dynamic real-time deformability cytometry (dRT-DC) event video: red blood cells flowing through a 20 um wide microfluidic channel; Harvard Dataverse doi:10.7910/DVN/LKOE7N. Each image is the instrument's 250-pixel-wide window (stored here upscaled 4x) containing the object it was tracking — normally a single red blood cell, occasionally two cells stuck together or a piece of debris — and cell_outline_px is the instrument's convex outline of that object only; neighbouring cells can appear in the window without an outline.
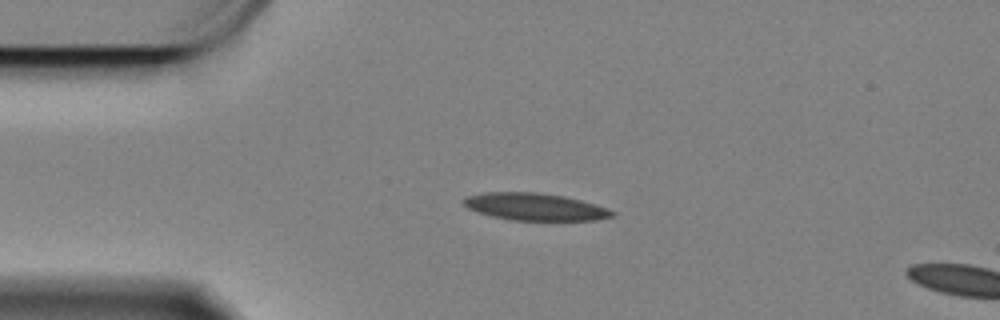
{"species": "Egyptian fruit bat (a non-hibernating species)", "species_latin": "Rousettus aegyptiacus", "temperature_condition": "cold", "stored_images_in_passage": 16, "camera_frame_rate_fps": 3000, "um_per_image_px": 0.085, "animal": {"sex": "female"}, "frame": {"image": 1, "passage_image": 12, "time_ms": 3.667, "image_size_px": [1000, 320], "cell_outline_px": [[616, 216], [596, 220], [512, 220], [492, 216], [468, 208], [464, 204], [464, 200], [468, 196], [488, 192], [536, 192], [564, 196], [580, 200], [608, 208], [616, 212]], "centroid_in_image_um": [45.54, 17.58], "position_along_channel_um": 39.5, "area_um2": 23.35}}